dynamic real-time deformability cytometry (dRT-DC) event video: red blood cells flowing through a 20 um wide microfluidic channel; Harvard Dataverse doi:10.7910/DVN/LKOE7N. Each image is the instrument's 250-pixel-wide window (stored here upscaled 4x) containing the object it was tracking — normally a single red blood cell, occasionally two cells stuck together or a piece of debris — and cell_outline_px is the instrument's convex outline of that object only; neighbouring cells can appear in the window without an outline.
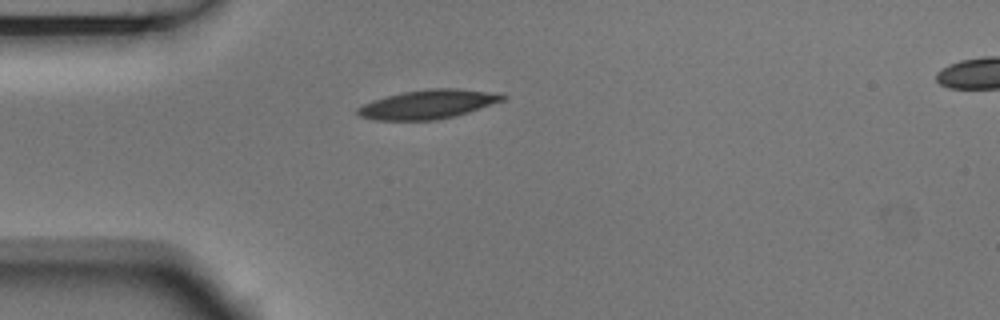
{"species": "Egyptian fruit bat (a non-hibernating species)", "species_latin": "Rousettus aegyptiacus", "temperature_condition": "room temperature", "stored_images_in_passage": 2, "camera_frame_rate_fps": 3000, "um_per_image_px": 0.085, "animal": {"sex": "male"}, "frame": {"image": 1, "passage_image": 1, "time_ms": 0.0, "image_size_px": [1000, 320], "cell_outline_px": [[508, 96], [504, 100], [468, 112], [436, 120], [376, 120], [360, 116], [356, 112], [356, 108], [372, 100], [404, 92], [428, 88], [456, 88], [500, 92]], "centroid_in_image_um": [36.42, 8.85], "position_along_channel_um": 48.6, "area_um2": 24.51}}